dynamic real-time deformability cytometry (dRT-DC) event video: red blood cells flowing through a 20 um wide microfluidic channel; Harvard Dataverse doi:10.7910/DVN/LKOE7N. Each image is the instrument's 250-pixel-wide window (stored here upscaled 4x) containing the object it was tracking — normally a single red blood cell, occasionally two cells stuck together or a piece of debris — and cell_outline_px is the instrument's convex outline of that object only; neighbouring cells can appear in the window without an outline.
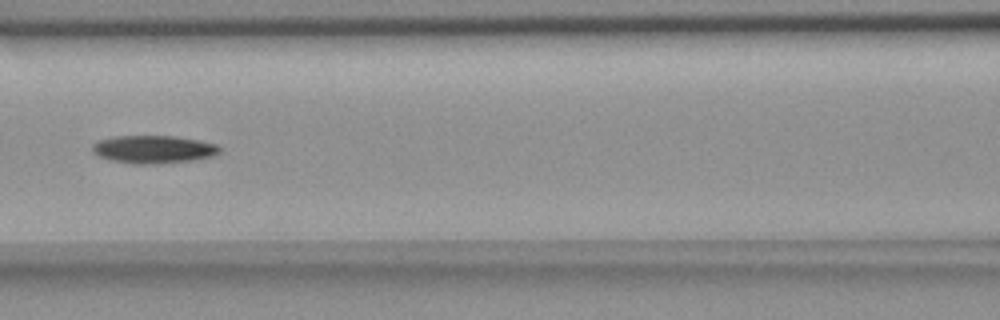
{"species": "common noctule bat (a hibernating species)", "species_latin": "Nyctalus noctula", "temperature_condition": "room temperature", "stored_images_in_passage": 11, "camera_frame_rate_fps": 3000, "um_per_image_px": 0.085, "animal": {"sex": "female", "body_mass_g": 18.4}, "frame": {"image": 1, "passage_image": 7, "time_ms": 8.0, "image_size_px": [1000, 320], "cell_outline_px": [[220, 152], [212, 156], [196, 160], [160, 164], [132, 164], [112, 160], [100, 156], [92, 152], [92, 144], [100, 140], [112, 136], [176, 136], [200, 140], [216, 144], [220, 148]], "centroid_in_image_um": [13.06, 12.7], "position_along_channel_um": 153.5, "area_um2": 20.87}}
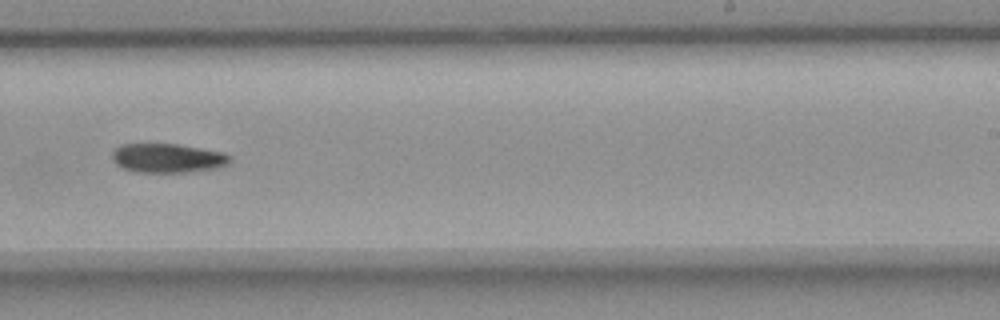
{"frame": {"image": 2, "passage_image": 10, "time_ms": 11.333, "image_size_px": [1000, 320], "cell_outline_px": [[232, 160], [228, 164], [212, 168], [188, 172], [136, 172], [124, 168], [116, 164], [112, 160], [112, 152], [120, 144], [176, 144], [224, 152]], "centroid_in_image_um": [14.21, 13.43], "position_along_channel_um": 274.8, "area_um2": 19.83}}
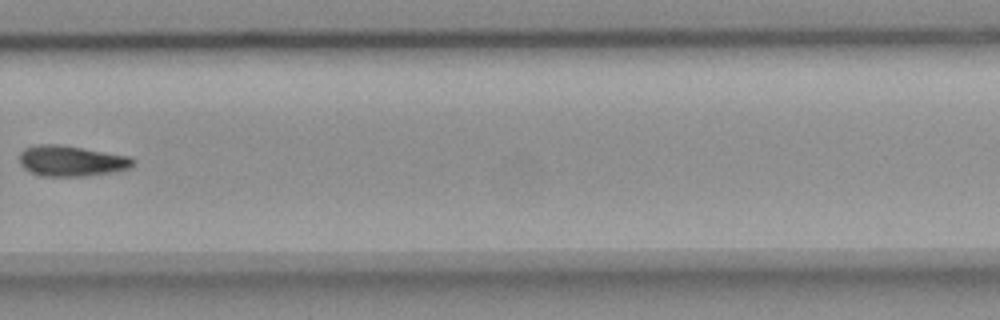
{"frame": {"image": 3, "passage_image": 11, "time_ms": 12.667, "image_size_px": [1000, 320], "cell_outline_px": [[136, 160], [132, 168], [116, 172], [84, 176], [44, 176], [32, 172], [24, 168], [20, 164], [20, 152], [24, 148], [36, 144], [60, 144], [132, 156]], "centroid_in_image_um": [6.13, 13.67], "position_along_channel_um": 323.7, "area_um2": 20.63}}